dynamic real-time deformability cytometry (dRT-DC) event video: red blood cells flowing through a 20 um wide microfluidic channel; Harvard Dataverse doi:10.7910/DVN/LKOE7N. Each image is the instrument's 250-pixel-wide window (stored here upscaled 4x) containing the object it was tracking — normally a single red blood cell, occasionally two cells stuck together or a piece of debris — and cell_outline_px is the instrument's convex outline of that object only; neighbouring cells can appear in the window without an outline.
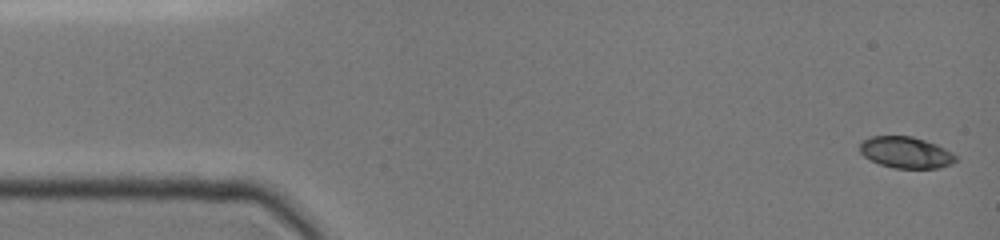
{"species": "common noctule bat (a hibernating species)", "species_latin": "Nyctalus noctula", "temperature_condition": "cold", "stored_images_in_passage": 15, "camera_frame_rate_fps": 3000, "um_per_image_px": 0.085, "animal": {"sex": "female", "body_mass_g": 19.0, "forearm_length_mm": 51.5}, "frame": {"image": 1, "passage_image": 1, "time_ms": 0.0, "image_size_px": [1000, 240], "cell_outline_px": [[960, 160], [936, 168], [896, 168], [880, 164], [864, 156], [860, 152], [860, 144], [864, 140], [872, 136], [912, 136], [936, 144], [952, 152]], "centroid_in_image_um": [77.01, 12.95], "position_along_channel_um": 8.0, "area_um2": 17.34}}
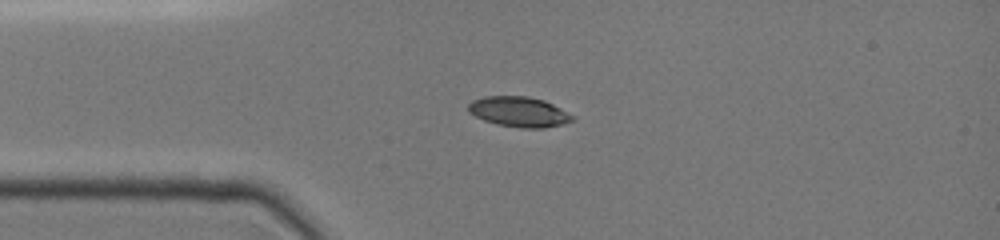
{"frame": {"image": 2, "passage_image": 11, "time_ms": 3.333, "image_size_px": [1000, 240], "cell_outline_px": [[572, 120], [560, 124], [544, 128], [524, 128], [500, 124], [484, 120], [468, 112], [468, 104], [472, 100], [484, 96], [528, 96], [544, 100], [560, 108], [572, 116]], "centroid_in_image_um": [44.06, 9.48], "position_along_channel_um": 40.9, "area_um2": 17.98}}